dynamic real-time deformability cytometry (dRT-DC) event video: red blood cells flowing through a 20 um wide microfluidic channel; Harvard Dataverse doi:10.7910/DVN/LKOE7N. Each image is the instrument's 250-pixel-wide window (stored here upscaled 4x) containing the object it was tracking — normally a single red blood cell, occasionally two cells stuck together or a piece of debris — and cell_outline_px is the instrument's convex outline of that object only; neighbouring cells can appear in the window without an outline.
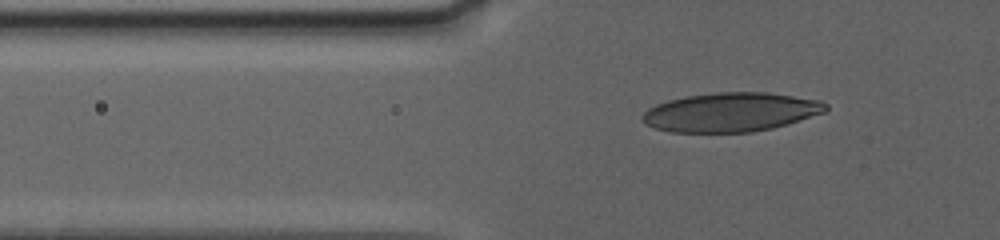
{"species": "human", "species_latin": "Homo sapiens", "temperature_condition": "warm", "stored_images_in_passage": 70, "camera_frame_rate_fps": 3000, "um_per_image_px": 0.085, "donor": {"sex": "female"}, "frame": {"image": 1, "passage_image": 2, "time_ms": 0.333, "image_size_px": [1000, 240], "cell_outline_px": [[828, 108], [824, 112], [788, 124], [772, 128], [752, 132], [668, 132], [652, 128], [644, 124], [640, 120], [640, 116], [648, 108], [656, 104], [668, 100], [684, 96], [716, 92], [768, 92], [820, 100], [828, 104]], "centroid_in_image_um": [62.07, 9.53], "position_along_channel_um": 63.7, "area_um2": 42.14}}
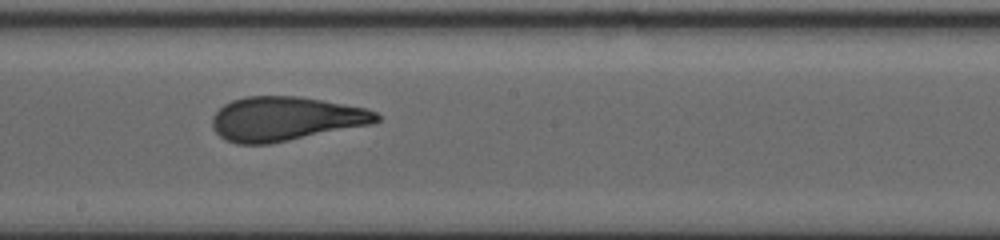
{"frame": {"image": 2, "passage_image": 39, "time_ms": 6.333, "image_size_px": [1000, 240], "cell_outline_px": [[380, 120], [376, 124], [268, 144], [236, 144], [224, 140], [212, 128], [212, 116], [224, 104], [232, 100], [244, 96], [300, 96], [324, 100], [368, 108], [376, 112], [380, 116]], "centroid_in_image_um": [24.3, 10.1], "position_along_channel_um": 223.9, "area_um2": 42.83}}
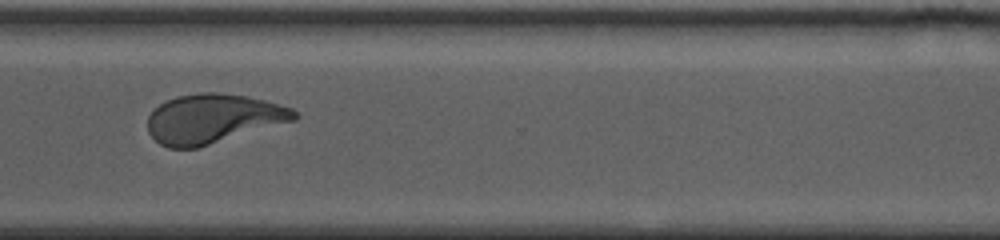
{"frame": {"image": 3, "passage_image": 69, "time_ms": 10.667, "image_size_px": [1000, 240], "cell_outline_px": [[300, 116], [296, 120], [196, 148], [168, 148], [160, 144], [148, 132], [148, 116], [160, 104], [176, 96], [200, 92], [216, 92], [248, 96], [264, 100], [292, 108]], "centroid_in_image_um": [18.11, 10.08], "position_along_channel_um": 352.5, "area_um2": 41.96}}